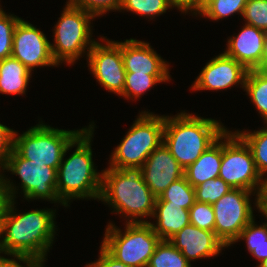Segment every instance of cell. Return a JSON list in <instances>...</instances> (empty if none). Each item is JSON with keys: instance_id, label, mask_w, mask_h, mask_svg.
I'll list each match as a JSON object with an SVG mask.
<instances>
[{"instance_id": "6da1fadb", "label": "cell", "mask_w": 267, "mask_h": 267, "mask_svg": "<svg viewBox=\"0 0 267 267\" xmlns=\"http://www.w3.org/2000/svg\"><path fill=\"white\" fill-rule=\"evenodd\" d=\"M5 176L2 172L5 201L0 212V254L46 261L57 233L56 209L16 213L15 198L20 189Z\"/></svg>"}, {"instance_id": "7a4b0ae2", "label": "cell", "mask_w": 267, "mask_h": 267, "mask_svg": "<svg viewBox=\"0 0 267 267\" xmlns=\"http://www.w3.org/2000/svg\"><path fill=\"white\" fill-rule=\"evenodd\" d=\"M95 126L91 123L66 147L57 169V195L68 207L72 199H98L102 187V172L95 169L91 142ZM75 151L64 160L67 151ZM64 160V161H63Z\"/></svg>"}, {"instance_id": "3957f363", "label": "cell", "mask_w": 267, "mask_h": 267, "mask_svg": "<svg viewBox=\"0 0 267 267\" xmlns=\"http://www.w3.org/2000/svg\"><path fill=\"white\" fill-rule=\"evenodd\" d=\"M156 199L139 170L111 167L102 170L99 201L124 216L125 223H149L141 218L153 217Z\"/></svg>"}, {"instance_id": "277c9868", "label": "cell", "mask_w": 267, "mask_h": 267, "mask_svg": "<svg viewBox=\"0 0 267 267\" xmlns=\"http://www.w3.org/2000/svg\"><path fill=\"white\" fill-rule=\"evenodd\" d=\"M226 130L218 120L183 111L175 116L165 115L163 143L185 170Z\"/></svg>"}, {"instance_id": "5b68a950", "label": "cell", "mask_w": 267, "mask_h": 267, "mask_svg": "<svg viewBox=\"0 0 267 267\" xmlns=\"http://www.w3.org/2000/svg\"><path fill=\"white\" fill-rule=\"evenodd\" d=\"M165 115L141 111L110 156L109 167L139 170L148 156L163 143Z\"/></svg>"}, {"instance_id": "8992f818", "label": "cell", "mask_w": 267, "mask_h": 267, "mask_svg": "<svg viewBox=\"0 0 267 267\" xmlns=\"http://www.w3.org/2000/svg\"><path fill=\"white\" fill-rule=\"evenodd\" d=\"M218 177L232 188L255 192L254 206L262 211L267 182L259 174L249 146L230 130L223 134V156Z\"/></svg>"}, {"instance_id": "52a82bcc", "label": "cell", "mask_w": 267, "mask_h": 267, "mask_svg": "<svg viewBox=\"0 0 267 267\" xmlns=\"http://www.w3.org/2000/svg\"><path fill=\"white\" fill-rule=\"evenodd\" d=\"M96 17L91 13L66 3L58 22L54 25V44H51L53 59L59 66L88 56V52L97 42L92 39L91 21Z\"/></svg>"}, {"instance_id": "ba28073f", "label": "cell", "mask_w": 267, "mask_h": 267, "mask_svg": "<svg viewBox=\"0 0 267 267\" xmlns=\"http://www.w3.org/2000/svg\"><path fill=\"white\" fill-rule=\"evenodd\" d=\"M124 228L109 222L101 246L129 267H147L161 239L149 223H126Z\"/></svg>"}, {"instance_id": "9c48e42d", "label": "cell", "mask_w": 267, "mask_h": 267, "mask_svg": "<svg viewBox=\"0 0 267 267\" xmlns=\"http://www.w3.org/2000/svg\"><path fill=\"white\" fill-rule=\"evenodd\" d=\"M39 122L20 136L15 131L13 149L23 158L58 169L66 147L84 129L65 130Z\"/></svg>"}, {"instance_id": "30bf717a", "label": "cell", "mask_w": 267, "mask_h": 267, "mask_svg": "<svg viewBox=\"0 0 267 267\" xmlns=\"http://www.w3.org/2000/svg\"><path fill=\"white\" fill-rule=\"evenodd\" d=\"M255 194L249 190L233 188L212 205L215 214L214 232L225 247H231L243 228L255 218L250 202V197Z\"/></svg>"}, {"instance_id": "8fae6325", "label": "cell", "mask_w": 267, "mask_h": 267, "mask_svg": "<svg viewBox=\"0 0 267 267\" xmlns=\"http://www.w3.org/2000/svg\"><path fill=\"white\" fill-rule=\"evenodd\" d=\"M2 170L19 176L21 192L26 200H47L67 207L57 195V170L55 168L27 160L13 149Z\"/></svg>"}, {"instance_id": "7c38bea8", "label": "cell", "mask_w": 267, "mask_h": 267, "mask_svg": "<svg viewBox=\"0 0 267 267\" xmlns=\"http://www.w3.org/2000/svg\"><path fill=\"white\" fill-rule=\"evenodd\" d=\"M92 46L87 56L90 73L108 92L119 96L123 94L126 70L121 54V42L101 37Z\"/></svg>"}, {"instance_id": "4fadbf2b", "label": "cell", "mask_w": 267, "mask_h": 267, "mask_svg": "<svg viewBox=\"0 0 267 267\" xmlns=\"http://www.w3.org/2000/svg\"><path fill=\"white\" fill-rule=\"evenodd\" d=\"M12 57L31 72L37 67L58 66L51 53V42L43 31L20 19L14 29Z\"/></svg>"}, {"instance_id": "5bb4252c", "label": "cell", "mask_w": 267, "mask_h": 267, "mask_svg": "<svg viewBox=\"0 0 267 267\" xmlns=\"http://www.w3.org/2000/svg\"><path fill=\"white\" fill-rule=\"evenodd\" d=\"M247 72L248 70L238 61L221 53L206 63L190 88L194 91H219L229 89L238 83L237 86L240 84L244 89Z\"/></svg>"}, {"instance_id": "9a60e30c", "label": "cell", "mask_w": 267, "mask_h": 267, "mask_svg": "<svg viewBox=\"0 0 267 267\" xmlns=\"http://www.w3.org/2000/svg\"><path fill=\"white\" fill-rule=\"evenodd\" d=\"M139 171L156 197H159L171 183L184 177L185 172L164 143L148 156Z\"/></svg>"}, {"instance_id": "2e32d148", "label": "cell", "mask_w": 267, "mask_h": 267, "mask_svg": "<svg viewBox=\"0 0 267 267\" xmlns=\"http://www.w3.org/2000/svg\"><path fill=\"white\" fill-rule=\"evenodd\" d=\"M169 241L190 263L197 259L217 256L226 248L216 237L215 232L200 229L191 223L172 236Z\"/></svg>"}, {"instance_id": "e0dca14e", "label": "cell", "mask_w": 267, "mask_h": 267, "mask_svg": "<svg viewBox=\"0 0 267 267\" xmlns=\"http://www.w3.org/2000/svg\"><path fill=\"white\" fill-rule=\"evenodd\" d=\"M265 33L255 26L244 24L238 35L228 38L224 53L238 61L247 70H262Z\"/></svg>"}, {"instance_id": "ac0fdd59", "label": "cell", "mask_w": 267, "mask_h": 267, "mask_svg": "<svg viewBox=\"0 0 267 267\" xmlns=\"http://www.w3.org/2000/svg\"><path fill=\"white\" fill-rule=\"evenodd\" d=\"M121 54L126 72L170 75L169 63L157 54L148 42L126 39L121 42Z\"/></svg>"}, {"instance_id": "d6986e66", "label": "cell", "mask_w": 267, "mask_h": 267, "mask_svg": "<svg viewBox=\"0 0 267 267\" xmlns=\"http://www.w3.org/2000/svg\"><path fill=\"white\" fill-rule=\"evenodd\" d=\"M152 218H156V223L149 224L161 240H169L190 223L189 210L182 206L170 205L168 201H156Z\"/></svg>"}, {"instance_id": "ffe728a7", "label": "cell", "mask_w": 267, "mask_h": 267, "mask_svg": "<svg viewBox=\"0 0 267 267\" xmlns=\"http://www.w3.org/2000/svg\"><path fill=\"white\" fill-rule=\"evenodd\" d=\"M223 156V135L184 172L188 183L194 188L201 183L217 178Z\"/></svg>"}, {"instance_id": "44dd1931", "label": "cell", "mask_w": 267, "mask_h": 267, "mask_svg": "<svg viewBox=\"0 0 267 267\" xmlns=\"http://www.w3.org/2000/svg\"><path fill=\"white\" fill-rule=\"evenodd\" d=\"M31 75L32 72L12 56L0 60V93L24 95Z\"/></svg>"}, {"instance_id": "7402d4cb", "label": "cell", "mask_w": 267, "mask_h": 267, "mask_svg": "<svg viewBox=\"0 0 267 267\" xmlns=\"http://www.w3.org/2000/svg\"><path fill=\"white\" fill-rule=\"evenodd\" d=\"M267 220V212L262 209L260 212ZM253 218L241 231L236 242L246 241L248 252L260 263L267 258V222L262 225L255 224Z\"/></svg>"}, {"instance_id": "603a6c76", "label": "cell", "mask_w": 267, "mask_h": 267, "mask_svg": "<svg viewBox=\"0 0 267 267\" xmlns=\"http://www.w3.org/2000/svg\"><path fill=\"white\" fill-rule=\"evenodd\" d=\"M244 91L249 96L251 102L267 123V71L260 69L248 70Z\"/></svg>"}, {"instance_id": "cb8c5ba5", "label": "cell", "mask_w": 267, "mask_h": 267, "mask_svg": "<svg viewBox=\"0 0 267 267\" xmlns=\"http://www.w3.org/2000/svg\"><path fill=\"white\" fill-rule=\"evenodd\" d=\"M267 126V123H266ZM257 131L250 132V130H242L235 132L245 141L249 146L256 168L263 179L267 182V127ZM266 176V177H264Z\"/></svg>"}, {"instance_id": "d4e9b609", "label": "cell", "mask_w": 267, "mask_h": 267, "mask_svg": "<svg viewBox=\"0 0 267 267\" xmlns=\"http://www.w3.org/2000/svg\"><path fill=\"white\" fill-rule=\"evenodd\" d=\"M170 75H148L140 73L126 72L125 84L122 97L127 100L132 98H140L141 95L149 91L157 83L170 81Z\"/></svg>"}, {"instance_id": "484cf974", "label": "cell", "mask_w": 267, "mask_h": 267, "mask_svg": "<svg viewBox=\"0 0 267 267\" xmlns=\"http://www.w3.org/2000/svg\"><path fill=\"white\" fill-rule=\"evenodd\" d=\"M147 267H191V263L169 240H160Z\"/></svg>"}, {"instance_id": "4316f807", "label": "cell", "mask_w": 267, "mask_h": 267, "mask_svg": "<svg viewBox=\"0 0 267 267\" xmlns=\"http://www.w3.org/2000/svg\"><path fill=\"white\" fill-rule=\"evenodd\" d=\"M247 0H206L197 14L213 21H218L236 13L242 17Z\"/></svg>"}, {"instance_id": "83f0119b", "label": "cell", "mask_w": 267, "mask_h": 267, "mask_svg": "<svg viewBox=\"0 0 267 267\" xmlns=\"http://www.w3.org/2000/svg\"><path fill=\"white\" fill-rule=\"evenodd\" d=\"M156 201H168L170 205L182 206L189 210L195 202V189L184 176L171 183Z\"/></svg>"}, {"instance_id": "f1b7e54d", "label": "cell", "mask_w": 267, "mask_h": 267, "mask_svg": "<svg viewBox=\"0 0 267 267\" xmlns=\"http://www.w3.org/2000/svg\"><path fill=\"white\" fill-rule=\"evenodd\" d=\"M169 8H173L169 0H122L119 11L126 10L153 19L166 13Z\"/></svg>"}, {"instance_id": "f546056e", "label": "cell", "mask_w": 267, "mask_h": 267, "mask_svg": "<svg viewBox=\"0 0 267 267\" xmlns=\"http://www.w3.org/2000/svg\"><path fill=\"white\" fill-rule=\"evenodd\" d=\"M195 201L213 205L223 195L233 188L220 177L208 180L194 187Z\"/></svg>"}, {"instance_id": "4dcf8cb0", "label": "cell", "mask_w": 267, "mask_h": 267, "mask_svg": "<svg viewBox=\"0 0 267 267\" xmlns=\"http://www.w3.org/2000/svg\"><path fill=\"white\" fill-rule=\"evenodd\" d=\"M21 18L0 7V60L12 55L14 29Z\"/></svg>"}, {"instance_id": "1f68e13d", "label": "cell", "mask_w": 267, "mask_h": 267, "mask_svg": "<svg viewBox=\"0 0 267 267\" xmlns=\"http://www.w3.org/2000/svg\"><path fill=\"white\" fill-rule=\"evenodd\" d=\"M242 18L245 24L267 32V0H247Z\"/></svg>"}, {"instance_id": "d6a6232c", "label": "cell", "mask_w": 267, "mask_h": 267, "mask_svg": "<svg viewBox=\"0 0 267 267\" xmlns=\"http://www.w3.org/2000/svg\"><path fill=\"white\" fill-rule=\"evenodd\" d=\"M190 223L194 226L214 232L215 214L211 204L195 201L189 209Z\"/></svg>"}, {"instance_id": "836d02e7", "label": "cell", "mask_w": 267, "mask_h": 267, "mask_svg": "<svg viewBox=\"0 0 267 267\" xmlns=\"http://www.w3.org/2000/svg\"><path fill=\"white\" fill-rule=\"evenodd\" d=\"M66 2L99 17L109 11H119L122 0H68Z\"/></svg>"}, {"instance_id": "e575fe53", "label": "cell", "mask_w": 267, "mask_h": 267, "mask_svg": "<svg viewBox=\"0 0 267 267\" xmlns=\"http://www.w3.org/2000/svg\"><path fill=\"white\" fill-rule=\"evenodd\" d=\"M15 130L0 123V172L13 151Z\"/></svg>"}, {"instance_id": "d590c367", "label": "cell", "mask_w": 267, "mask_h": 267, "mask_svg": "<svg viewBox=\"0 0 267 267\" xmlns=\"http://www.w3.org/2000/svg\"><path fill=\"white\" fill-rule=\"evenodd\" d=\"M44 262L45 261L30 258V257L14 256V259H13L11 256V259H10L4 256H0V267H44L45 265ZM21 263L25 265H22Z\"/></svg>"}, {"instance_id": "8d00e7d4", "label": "cell", "mask_w": 267, "mask_h": 267, "mask_svg": "<svg viewBox=\"0 0 267 267\" xmlns=\"http://www.w3.org/2000/svg\"><path fill=\"white\" fill-rule=\"evenodd\" d=\"M169 2L173 8L177 7L179 11L183 12L182 14L186 15L191 11L194 16H197L204 4L202 0H169Z\"/></svg>"}, {"instance_id": "74e56055", "label": "cell", "mask_w": 267, "mask_h": 267, "mask_svg": "<svg viewBox=\"0 0 267 267\" xmlns=\"http://www.w3.org/2000/svg\"><path fill=\"white\" fill-rule=\"evenodd\" d=\"M99 258L85 267H129L112 257L102 246H100Z\"/></svg>"}, {"instance_id": "f35d334b", "label": "cell", "mask_w": 267, "mask_h": 267, "mask_svg": "<svg viewBox=\"0 0 267 267\" xmlns=\"http://www.w3.org/2000/svg\"><path fill=\"white\" fill-rule=\"evenodd\" d=\"M262 70L267 71V32L265 33L264 51L262 55Z\"/></svg>"}, {"instance_id": "ab89813d", "label": "cell", "mask_w": 267, "mask_h": 267, "mask_svg": "<svg viewBox=\"0 0 267 267\" xmlns=\"http://www.w3.org/2000/svg\"><path fill=\"white\" fill-rule=\"evenodd\" d=\"M4 201H5V196L3 192V182L1 178V172H0V212H1Z\"/></svg>"}, {"instance_id": "60d3db41", "label": "cell", "mask_w": 267, "mask_h": 267, "mask_svg": "<svg viewBox=\"0 0 267 267\" xmlns=\"http://www.w3.org/2000/svg\"><path fill=\"white\" fill-rule=\"evenodd\" d=\"M263 209L267 212V191L263 200Z\"/></svg>"}, {"instance_id": "b9f144b4", "label": "cell", "mask_w": 267, "mask_h": 267, "mask_svg": "<svg viewBox=\"0 0 267 267\" xmlns=\"http://www.w3.org/2000/svg\"><path fill=\"white\" fill-rule=\"evenodd\" d=\"M257 267H267V258L260 262Z\"/></svg>"}]
</instances>
